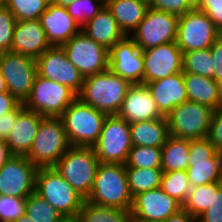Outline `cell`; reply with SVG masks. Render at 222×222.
<instances>
[{"label": "cell", "mask_w": 222, "mask_h": 222, "mask_svg": "<svg viewBox=\"0 0 222 222\" xmlns=\"http://www.w3.org/2000/svg\"><path fill=\"white\" fill-rule=\"evenodd\" d=\"M75 0H51V2L58 6L67 7L72 4Z\"/></svg>", "instance_id": "cell-50"}, {"label": "cell", "mask_w": 222, "mask_h": 222, "mask_svg": "<svg viewBox=\"0 0 222 222\" xmlns=\"http://www.w3.org/2000/svg\"><path fill=\"white\" fill-rule=\"evenodd\" d=\"M179 16L151 7L130 37L141 50L176 41Z\"/></svg>", "instance_id": "cell-14"}, {"label": "cell", "mask_w": 222, "mask_h": 222, "mask_svg": "<svg viewBox=\"0 0 222 222\" xmlns=\"http://www.w3.org/2000/svg\"><path fill=\"white\" fill-rule=\"evenodd\" d=\"M187 2L194 9V8H198L199 7V5L201 4L202 0H187Z\"/></svg>", "instance_id": "cell-53"}, {"label": "cell", "mask_w": 222, "mask_h": 222, "mask_svg": "<svg viewBox=\"0 0 222 222\" xmlns=\"http://www.w3.org/2000/svg\"><path fill=\"white\" fill-rule=\"evenodd\" d=\"M61 47L68 60L84 77L109 69V50L95 42L82 30Z\"/></svg>", "instance_id": "cell-13"}, {"label": "cell", "mask_w": 222, "mask_h": 222, "mask_svg": "<svg viewBox=\"0 0 222 222\" xmlns=\"http://www.w3.org/2000/svg\"><path fill=\"white\" fill-rule=\"evenodd\" d=\"M81 30L108 50L126 36L106 6Z\"/></svg>", "instance_id": "cell-26"}, {"label": "cell", "mask_w": 222, "mask_h": 222, "mask_svg": "<svg viewBox=\"0 0 222 222\" xmlns=\"http://www.w3.org/2000/svg\"><path fill=\"white\" fill-rule=\"evenodd\" d=\"M117 116L129 124L165 117L158 109L148 87L143 83L130 86Z\"/></svg>", "instance_id": "cell-20"}, {"label": "cell", "mask_w": 222, "mask_h": 222, "mask_svg": "<svg viewBox=\"0 0 222 222\" xmlns=\"http://www.w3.org/2000/svg\"><path fill=\"white\" fill-rule=\"evenodd\" d=\"M158 109L166 117L176 106L188 101L183 71L146 83Z\"/></svg>", "instance_id": "cell-23"}, {"label": "cell", "mask_w": 222, "mask_h": 222, "mask_svg": "<svg viewBox=\"0 0 222 222\" xmlns=\"http://www.w3.org/2000/svg\"><path fill=\"white\" fill-rule=\"evenodd\" d=\"M98 166L93 147L71 146L53 167L86 200L92 191Z\"/></svg>", "instance_id": "cell-4"}, {"label": "cell", "mask_w": 222, "mask_h": 222, "mask_svg": "<svg viewBox=\"0 0 222 222\" xmlns=\"http://www.w3.org/2000/svg\"><path fill=\"white\" fill-rule=\"evenodd\" d=\"M41 27L51 46H61L68 42L81 28L68 14L67 8L50 2L47 10L39 17Z\"/></svg>", "instance_id": "cell-21"}, {"label": "cell", "mask_w": 222, "mask_h": 222, "mask_svg": "<svg viewBox=\"0 0 222 222\" xmlns=\"http://www.w3.org/2000/svg\"><path fill=\"white\" fill-rule=\"evenodd\" d=\"M133 146L162 148L169 137L166 117L129 124Z\"/></svg>", "instance_id": "cell-29"}, {"label": "cell", "mask_w": 222, "mask_h": 222, "mask_svg": "<svg viewBox=\"0 0 222 222\" xmlns=\"http://www.w3.org/2000/svg\"><path fill=\"white\" fill-rule=\"evenodd\" d=\"M0 71L8 92L24 104L37 76L36 59L11 51L0 53Z\"/></svg>", "instance_id": "cell-12"}, {"label": "cell", "mask_w": 222, "mask_h": 222, "mask_svg": "<svg viewBox=\"0 0 222 222\" xmlns=\"http://www.w3.org/2000/svg\"><path fill=\"white\" fill-rule=\"evenodd\" d=\"M13 222H34L33 219L27 214H23L20 218L16 219Z\"/></svg>", "instance_id": "cell-52"}, {"label": "cell", "mask_w": 222, "mask_h": 222, "mask_svg": "<svg viewBox=\"0 0 222 222\" xmlns=\"http://www.w3.org/2000/svg\"><path fill=\"white\" fill-rule=\"evenodd\" d=\"M3 92H8V90H7V86L3 78V75L0 71V93H3Z\"/></svg>", "instance_id": "cell-51"}, {"label": "cell", "mask_w": 222, "mask_h": 222, "mask_svg": "<svg viewBox=\"0 0 222 222\" xmlns=\"http://www.w3.org/2000/svg\"><path fill=\"white\" fill-rule=\"evenodd\" d=\"M182 208L196 218L206 210H222V182L191 187Z\"/></svg>", "instance_id": "cell-27"}, {"label": "cell", "mask_w": 222, "mask_h": 222, "mask_svg": "<svg viewBox=\"0 0 222 222\" xmlns=\"http://www.w3.org/2000/svg\"><path fill=\"white\" fill-rule=\"evenodd\" d=\"M51 0H5L2 4L17 21L36 20L47 10Z\"/></svg>", "instance_id": "cell-35"}, {"label": "cell", "mask_w": 222, "mask_h": 222, "mask_svg": "<svg viewBox=\"0 0 222 222\" xmlns=\"http://www.w3.org/2000/svg\"><path fill=\"white\" fill-rule=\"evenodd\" d=\"M86 201L130 211L133 197L128 186L126 165L99 163L92 191Z\"/></svg>", "instance_id": "cell-2"}, {"label": "cell", "mask_w": 222, "mask_h": 222, "mask_svg": "<svg viewBox=\"0 0 222 222\" xmlns=\"http://www.w3.org/2000/svg\"><path fill=\"white\" fill-rule=\"evenodd\" d=\"M80 222H131L132 216L129 210L116 207H107L84 201L78 213Z\"/></svg>", "instance_id": "cell-31"}, {"label": "cell", "mask_w": 222, "mask_h": 222, "mask_svg": "<svg viewBox=\"0 0 222 222\" xmlns=\"http://www.w3.org/2000/svg\"><path fill=\"white\" fill-rule=\"evenodd\" d=\"M108 114L85 104L78 97L60 116L68 141L75 147H93Z\"/></svg>", "instance_id": "cell-3"}, {"label": "cell", "mask_w": 222, "mask_h": 222, "mask_svg": "<svg viewBox=\"0 0 222 222\" xmlns=\"http://www.w3.org/2000/svg\"><path fill=\"white\" fill-rule=\"evenodd\" d=\"M37 170L26 156L10 157L0 169V195L26 199L35 192Z\"/></svg>", "instance_id": "cell-16"}, {"label": "cell", "mask_w": 222, "mask_h": 222, "mask_svg": "<svg viewBox=\"0 0 222 222\" xmlns=\"http://www.w3.org/2000/svg\"><path fill=\"white\" fill-rule=\"evenodd\" d=\"M131 222H145V221H139V220H134V219H132Z\"/></svg>", "instance_id": "cell-56"}, {"label": "cell", "mask_w": 222, "mask_h": 222, "mask_svg": "<svg viewBox=\"0 0 222 222\" xmlns=\"http://www.w3.org/2000/svg\"><path fill=\"white\" fill-rule=\"evenodd\" d=\"M25 214L30 216L34 222H60L64 218L62 213L36 192L26 198Z\"/></svg>", "instance_id": "cell-34"}, {"label": "cell", "mask_w": 222, "mask_h": 222, "mask_svg": "<svg viewBox=\"0 0 222 222\" xmlns=\"http://www.w3.org/2000/svg\"><path fill=\"white\" fill-rule=\"evenodd\" d=\"M162 148L133 146L129 151L126 167L161 169Z\"/></svg>", "instance_id": "cell-36"}, {"label": "cell", "mask_w": 222, "mask_h": 222, "mask_svg": "<svg viewBox=\"0 0 222 222\" xmlns=\"http://www.w3.org/2000/svg\"><path fill=\"white\" fill-rule=\"evenodd\" d=\"M106 4L102 0H75L68 5V14L74 19L80 28L92 20Z\"/></svg>", "instance_id": "cell-38"}, {"label": "cell", "mask_w": 222, "mask_h": 222, "mask_svg": "<svg viewBox=\"0 0 222 222\" xmlns=\"http://www.w3.org/2000/svg\"><path fill=\"white\" fill-rule=\"evenodd\" d=\"M180 209L182 204L159 187L134 196L130 212L134 220L163 222Z\"/></svg>", "instance_id": "cell-18"}, {"label": "cell", "mask_w": 222, "mask_h": 222, "mask_svg": "<svg viewBox=\"0 0 222 222\" xmlns=\"http://www.w3.org/2000/svg\"><path fill=\"white\" fill-rule=\"evenodd\" d=\"M43 118L41 114L26 108L18 114L15 127L6 140L12 155L26 156L28 154Z\"/></svg>", "instance_id": "cell-24"}, {"label": "cell", "mask_w": 222, "mask_h": 222, "mask_svg": "<svg viewBox=\"0 0 222 222\" xmlns=\"http://www.w3.org/2000/svg\"><path fill=\"white\" fill-rule=\"evenodd\" d=\"M222 33L205 12L194 8L179 16L176 43L181 51L210 48Z\"/></svg>", "instance_id": "cell-11"}, {"label": "cell", "mask_w": 222, "mask_h": 222, "mask_svg": "<svg viewBox=\"0 0 222 222\" xmlns=\"http://www.w3.org/2000/svg\"><path fill=\"white\" fill-rule=\"evenodd\" d=\"M140 1H143V2L147 3L148 5H150V3H151V0H140Z\"/></svg>", "instance_id": "cell-55"}, {"label": "cell", "mask_w": 222, "mask_h": 222, "mask_svg": "<svg viewBox=\"0 0 222 222\" xmlns=\"http://www.w3.org/2000/svg\"><path fill=\"white\" fill-rule=\"evenodd\" d=\"M183 72L214 79V58L210 48L184 52Z\"/></svg>", "instance_id": "cell-33"}, {"label": "cell", "mask_w": 222, "mask_h": 222, "mask_svg": "<svg viewBox=\"0 0 222 222\" xmlns=\"http://www.w3.org/2000/svg\"><path fill=\"white\" fill-rule=\"evenodd\" d=\"M20 103L9 93H0V116L13 111Z\"/></svg>", "instance_id": "cell-46"}, {"label": "cell", "mask_w": 222, "mask_h": 222, "mask_svg": "<svg viewBox=\"0 0 222 222\" xmlns=\"http://www.w3.org/2000/svg\"><path fill=\"white\" fill-rule=\"evenodd\" d=\"M127 180L132 197L141 192L159 188L163 175L162 169L126 167Z\"/></svg>", "instance_id": "cell-32"}, {"label": "cell", "mask_w": 222, "mask_h": 222, "mask_svg": "<svg viewBox=\"0 0 222 222\" xmlns=\"http://www.w3.org/2000/svg\"><path fill=\"white\" fill-rule=\"evenodd\" d=\"M188 101L216 110L222 105V85L209 77L183 72Z\"/></svg>", "instance_id": "cell-25"}, {"label": "cell", "mask_w": 222, "mask_h": 222, "mask_svg": "<svg viewBox=\"0 0 222 222\" xmlns=\"http://www.w3.org/2000/svg\"><path fill=\"white\" fill-rule=\"evenodd\" d=\"M26 199L0 195V222H13L25 214Z\"/></svg>", "instance_id": "cell-40"}, {"label": "cell", "mask_w": 222, "mask_h": 222, "mask_svg": "<svg viewBox=\"0 0 222 222\" xmlns=\"http://www.w3.org/2000/svg\"><path fill=\"white\" fill-rule=\"evenodd\" d=\"M210 51L214 58V80L222 85V34L210 47Z\"/></svg>", "instance_id": "cell-45"}, {"label": "cell", "mask_w": 222, "mask_h": 222, "mask_svg": "<svg viewBox=\"0 0 222 222\" xmlns=\"http://www.w3.org/2000/svg\"><path fill=\"white\" fill-rule=\"evenodd\" d=\"M20 103L13 111L0 116V139L7 140L10 132L14 129L18 114L24 109Z\"/></svg>", "instance_id": "cell-44"}, {"label": "cell", "mask_w": 222, "mask_h": 222, "mask_svg": "<svg viewBox=\"0 0 222 222\" xmlns=\"http://www.w3.org/2000/svg\"><path fill=\"white\" fill-rule=\"evenodd\" d=\"M132 147L129 123L117 115H108L99 139L93 146L99 163L125 165Z\"/></svg>", "instance_id": "cell-8"}, {"label": "cell", "mask_w": 222, "mask_h": 222, "mask_svg": "<svg viewBox=\"0 0 222 222\" xmlns=\"http://www.w3.org/2000/svg\"><path fill=\"white\" fill-rule=\"evenodd\" d=\"M212 113L206 105L183 102L166 116L169 136L188 140L208 137Z\"/></svg>", "instance_id": "cell-7"}, {"label": "cell", "mask_w": 222, "mask_h": 222, "mask_svg": "<svg viewBox=\"0 0 222 222\" xmlns=\"http://www.w3.org/2000/svg\"><path fill=\"white\" fill-rule=\"evenodd\" d=\"M190 140L169 136L162 147L163 173L186 171L189 164Z\"/></svg>", "instance_id": "cell-30"}, {"label": "cell", "mask_w": 222, "mask_h": 222, "mask_svg": "<svg viewBox=\"0 0 222 222\" xmlns=\"http://www.w3.org/2000/svg\"><path fill=\"white\" fill-rule=\"evenodd\" d=\"M197 9L205 12L222 33V0H202Z\"/></svg>", "instance_id": "cell-43"}, {"label": "cell", "mask_w": 222, "mask_h": 222, "mask_svg": "<svg viewBox=\"0 0 222 222\" xmlns=\"http://www.w3.org/2000/svg\"><path fill=\"white\" fill-rule=\"evenodd\" d=\"M160 188L170 197L183 204L191 190L186 171L163 173Z\"/></svg>", "instance_id": "cell-37"}, {"label": "cell", "mask_w": 222, "mask_h": 222, "mask_svg": "<svg viewBox=\"0 0 222 222\" xmlns=\"http://www.w3.org/2000/svg\"><path fill=\"white\" fill-rule=\"evenodd\" d=\"M109 69L131 84L143 83L142 50L130 36H125L109 50Z\"/></svg>", "instance_id": "cell-19"}, {"label": "cell", "mask_w": 222, "mask_h": 222, "mask_svg": "<svg viewBox=\"0 0 222 222\" xmlns=\"http://www.w3.org/2000/svg\"><path fill=\"white\" fill-rule=\"evenodd\" d=\"M149 7L178 16L184 15L193 9L187 0H151Z\"/></svg>", "instance_id": "cell-41"}, {"label": "cell", "mask_w": 222, "mask_h": 222, "mask_svg": "<svg viewBox=\"0 0 222 222\" xmlns=\"http://www.w3.org/2000/svg\"><path fill=\"white\" fill-rule=\"evenodd\" d=\"M198 222H222V210H206L198 217Z\"/></svg>", "instance_id": "cell-48"}, {"label": "cell", "mask_w": 222, "mask_h": 222, "mask_svg": "<svg viewBox=\"0 0 222 222\" xmlns=\"http://www.w3.org/2000/svg\"><path fill=\"white\" fill-rule=\"evenodd\" d=\"M37 74L65 85L77 95L81 92L84 75L68 60L61 46L49 47L36 59Z\"/></svg>", "instance_id": "cell-15"}, {"label": "cell", "mask_w": 222, "mask_h": 222, "mask_svg": "<svg viewBox=\"0 0 222 222\" xmlns=\"http://www.w3.org/2000/svg\"><path fill=\"white\" fill-rule=\"evenodd\" d=\"M71 147L60 117H44L26 157L37 167H53Z\"/></svg>", "instance_id": "cell-6"}, {"label": "cell", "mask_w": 222, "mask_h": 222, "mask_svg": "<svg viewBox=\"0 0 222 222\" xmlns=\"http://www.w3.org/2000/svg\"><path fill=\"white\" fill-rule=\"evenodd\" d=\"M77 97L69 87L37 74L24 107L44 117H60Z\"/></svg>", "instance_id": "cell-9"}, {"label": "cell", "mask_w": 222, "mask_h": 222, "mask_svg": "<svg viewBox=\"0 0 222 222\" xmlns=\"http://www.w3.org/2000/svg\"><path fill=\"white\" fill-rule=\"evenodd\" d=\"M163 222H198V218L192 216L189 212L182 208L177 213L169 216Z\"/></svg>", "instance_id": "cell-47"}, {"label": "cell", "mask_w": 222, "mask_h": 222, "mask_svg": "<svg viewBox=\"0 0 222 222\" xmlns=\"http://www.w3.org/2000/svg\"><path fill=\"white\" fill-rule=\"evenodd\" d=\"M132 84L110 69L86 76L78 98L108 115H117Z\"/></svg>", "instance_id": "cell-1"}, {"label": "cell", "mask_w": 222, "mask_h": 222, "mask_svg": "<svg viewBox=\"0 0 222 222\" xmlns=\"http://www.w3.org/2000/svg\"><path fill=\"white\" fill-rule=\"evenodd\" d=\"M187 175L191 187L222 182V153L208 137L190 140Z\"/></svg>", "instance_id": "cell-10"}, {"label": "cell", "mask_w": 222, "mask_h": 222, "mask_svg": "<svg viewBox=\"0 0 222 222\" xmlns=\"http://www.w3.org/2000/svg\"><path fill=\"white\" fill-rule=\"evenodd\" d=\"M49 47L39 19L16 21L11 52L39 58Z\"/></svg>", "instance_id": "cell-22"}, {"label": "cell", "mask_w": 222, "mask_h": 222, "mask_svg": "<svg viewBox=\"0 0 222 222\" xmlns=\"http://www.w3.org/2000/svg\"><path fill=\"white\" fill-rule=\"evenodd\" d=\"M106 7L126 36L133 33L149 9V5L140 0H110L106 3Z\"/></svg>", "instance_id": "cell-28"}, {"label": "cell", "mask_w": 222, "mask_h": 222, "mask_svg": "<svg viewBox=\"0 0 222 222\" xmlns=\"http://www.w3.org/2000/svg\"><path fill=\"white\" fill-rule=\"evenodd\" d=\"M60 222H80L78 217H64Z\"/></svg>", "instance_id": "cell-54"}, {"label": "cell", "mask_w": 222, "mask_h": 222, "mask_svg": "<svg viewBox=\"0 0 222 222\" xmlns=\"http://www.w3.org/2000/svg\"><path fill=\"white\" fill-rule=\"evenodd\" d=\"M12 156L13 155L10 153L6 141L0 139V169L3 167L6 161Z\"/></svg>", "instance_id": "cell-49"}, {"label": "cell", "mask_w": 222, "mask_h": 222, "mask_svg": "<svg viewBox=\"0 0 222 222\" xmlns=\"http://www.w3.org/2000/svg\"><path fill=\"white\" fill-rule=\"evenodd\" d=\"M35 192L64 217L78 216L85 201L54 167H38Z\"/></svg>", "instance_id": "cell-5"}, {"label": "cell", "mask_w": 222, "mask_h": 222, "mask_svg": "<svg viewBox=\"0 0 222 222\" xmlns=\"http://www.w3.org/2000/svg\"><path fill=\"white\" fill-rule=\"evenodd\" d=\"M16 21L10 10L2 4L0 6V53L11 51Z\"/></svg>", "instance_id": "cell-39"}, {"label": "cell", "mask_w": 222, "mask_h": 222, "mask_svg": "<svg viewBox=\"0 0 222 222\" xmlns=\"http://www.w3.org/2000/svg\"><path fill=\"white\" fill-rule=\"evenodd\" d=\"M105 4L108 2V1H110V0H102Z\"/></svg>", "instance_id": "cell-57"}, {"label": "cell", "mask_w": 222, "mask_h": 222, "mask_svg": "<svg viewBox=\"0 0 222 222\" xmlns=\"http://www.w3.org/2000/svg\"><path fill=\"white\" fill-rule=\"evenodd\" d=\"M208 138L216 150L222 153V105L213 110Z\"/></svg>", "instance_id": "cell-42"}, {"label": "cell", "mask_w": 222, "mask_h": 222, "mask_svg": "<svg viewBox=\"0 0 222 222\" xmlns=\"http://www.w3.org/2000/svg\"><path fill=\"white\" fill-rule=\"evenodd\" d=\"M143 84L169 77L183 71V52L176 41L142 50Z\"/></svg>", "instance_id": "cell-17"}]
</instances>
